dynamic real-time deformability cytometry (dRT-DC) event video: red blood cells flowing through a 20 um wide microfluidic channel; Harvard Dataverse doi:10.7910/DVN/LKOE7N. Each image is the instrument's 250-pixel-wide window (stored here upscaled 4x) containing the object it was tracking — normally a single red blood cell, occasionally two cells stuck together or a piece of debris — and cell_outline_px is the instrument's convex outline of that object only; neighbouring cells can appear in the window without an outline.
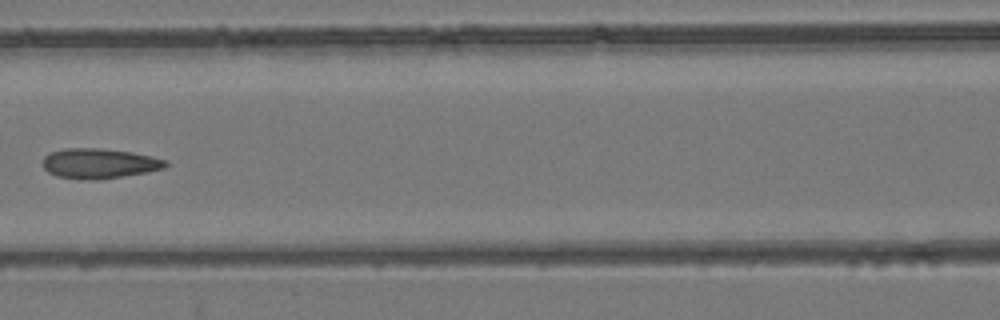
{"species": "common noctule bat (a hibernating species)", "species_latin": "Nyctalus noctula", "temperature_condition": "room temperature", "stored_images_in_passage": 8, "camera_frame_rate_fps": 3000, "um_per_image_px": 0.085, "animal": {"sex": "female", "body_mass_g": 24.6, "forearm_length_mm": 56.2}, "frame": {"image": 1, "passage_image": 7, "time_ms": 2.0, "image_size_px": [1000, 320], "cell_outline_px": [[168, 164], [164, 168], [144, 172], [96, 180], [88, 180], [56, 176], [48, 172], [44, 168], [44, 156], [52, 152], [68, 148], [100, 148], [132, 152], [152, 156], [168, 160]], "centroid_in_image_um": [8.44, 13.88], "position_along_channel_um": 158.2, "area_um2": 21.27}}
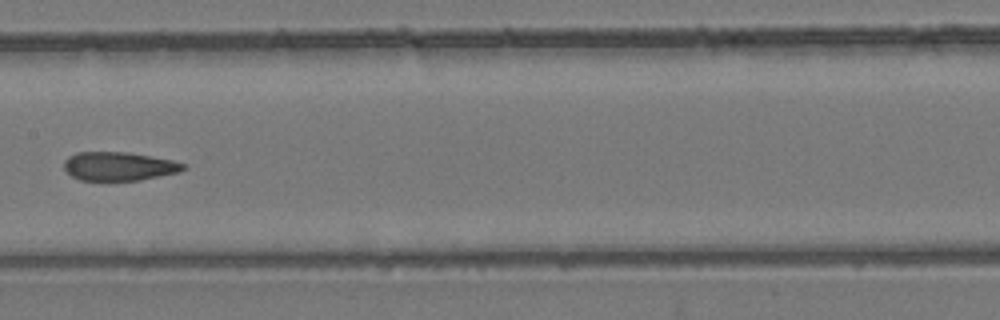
{"frame": {"image": 2, "passage_image": 8, "time_ms": 2.333, "image_size_px": [1000, 320], "cell_outline_px": [[188, 168], [180, 172], [140, 180], [80, 180], [72, 176], [64, 168], [64, 160], [68, 156], [76, 152], [128, 152], [172, 160], [184, 164]], "centroid_in_image_um": [10.11, 14.13], "position_along_channel_um": 197.3, "area_um2": 19.94}}